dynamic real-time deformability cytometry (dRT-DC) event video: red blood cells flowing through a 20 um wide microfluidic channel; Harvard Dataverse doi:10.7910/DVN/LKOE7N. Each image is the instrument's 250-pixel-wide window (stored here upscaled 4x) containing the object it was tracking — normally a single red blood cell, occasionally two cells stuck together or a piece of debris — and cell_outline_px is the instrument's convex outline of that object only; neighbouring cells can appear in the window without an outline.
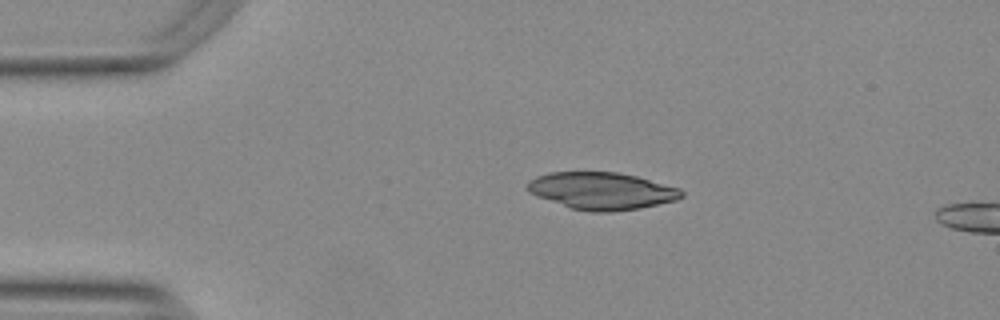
{"species": "Egyptian fruit bat (a non-hibernating species)", "species_latin": "Rousettus aegyptiacus", "temperature_condition": "warm", "stored_images_in_passage": 5, "camera_frame_rate_fps": 3000, "um_per_image_px": 0.085, "animal": {"sex": "female"}, "frame": {"image": 1, "passage_image": 1, "time_ms": 0.0, "image_size_px": [1000, 320], "cell_outline_px": [[684, 196], [676, 200], [640, 208], [608, 212], [592, 212], [572, 208], [536, 196], [528, 192], [524, 188], [524, 184], [528, 180], [536, 176], [552, 172], [616, 172], [636, 176], [680, 188], [684, 192]], "centroid_in_image_um": [51.11, 16.22], "position_along_channel_um": 33.9, "area_um2": 33.47}}